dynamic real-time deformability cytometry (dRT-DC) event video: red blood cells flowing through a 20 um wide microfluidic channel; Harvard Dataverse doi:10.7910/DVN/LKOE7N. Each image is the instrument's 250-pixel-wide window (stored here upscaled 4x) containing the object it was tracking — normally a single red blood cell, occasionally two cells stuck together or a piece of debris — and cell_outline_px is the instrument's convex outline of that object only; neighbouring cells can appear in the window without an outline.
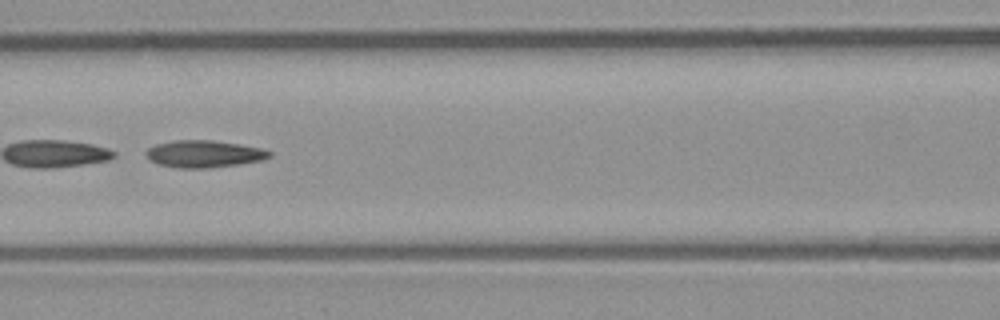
{"species": "common noctule bat (a hibernating species)", "species_latin": "Nyctalus noctula", "temperature_condition": "room temperature", "stored_images_in_passage": 38, "camera_frame_rate_fps": 3000, "um_per_image_px": 0.085, "animal": {"sex": "male", "body_mass_g": 23.1, "forearm_length_mm": 52.7}, "frame": {"image": 1, "passage_image": 17, "time_ms": 5.333, "image_size_px": [1000, 320], "cell_outline_px": [[272, 156], [264, 160], [208, 168], [176, 168], [160, 164], [152, 160], [144, 152], [148, 148], [156, 144], [172, 140], [212, 140], [240, 144], [260, 148], [272, 152]], "centroid_in_image_um": [17.36, 13.07], "position_along_channel_um": 149.2, "area_um2": 19.42}, "authors_computed_cell_mechanics": {"area_um2": 19.4208, "velocity_mm_per_s": 3.949, "shape_relaxation_time_tau1_ms": 6.1708, "shape_relaxation_time_tau2_ms": 3.2324, "deformation_change_tau1": 0.1704, "deformation_change_tau2": 0.1148}}